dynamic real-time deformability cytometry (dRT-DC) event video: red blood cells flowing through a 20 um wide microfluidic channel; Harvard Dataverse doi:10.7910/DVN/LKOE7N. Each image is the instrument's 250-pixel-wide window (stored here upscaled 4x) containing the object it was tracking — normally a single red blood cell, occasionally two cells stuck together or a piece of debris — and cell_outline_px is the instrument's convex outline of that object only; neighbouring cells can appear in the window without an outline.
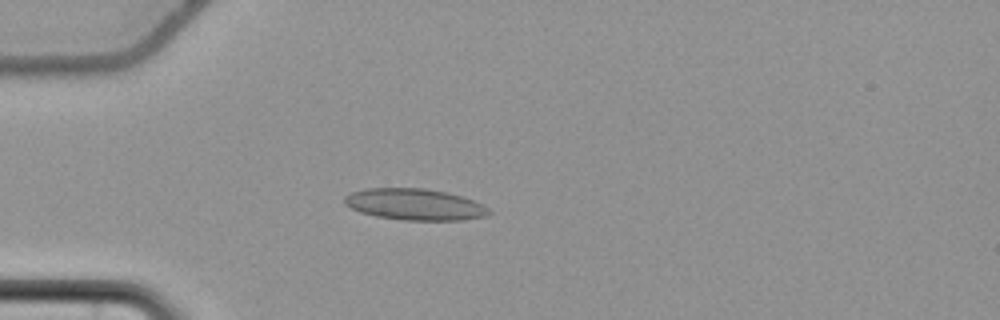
{"species": "common noctule bat (a hibernating species)", "species_latin": "Nyctalus noctula", "temperature_condition": "cold", "stored_images_in_passage": 51, "camera_frame_rate_fps": 3000, "um_per_image_px": 0.085, "animal": {"sex": "female", "body_mass_g": 22.7, "forearm_length_mm": 54.2}, "frame": {"image": 1, "passage_image": 11, "time_ms": 3.333, "image_size_px": [1000, 320], "cell_outline_px": [[492, 212], [484, 216], [464, 220], [404, 220], [376, 216], [360, 212], [344, 204], [344, 196], [352, 192], [368, 188], [424, 188], [444, 192], [460, 196], [484, 204]], "centroid_in_image_um": [35.25, 17.38], "position_along_channel_um": 49.8, "area_um2": 26.3}}
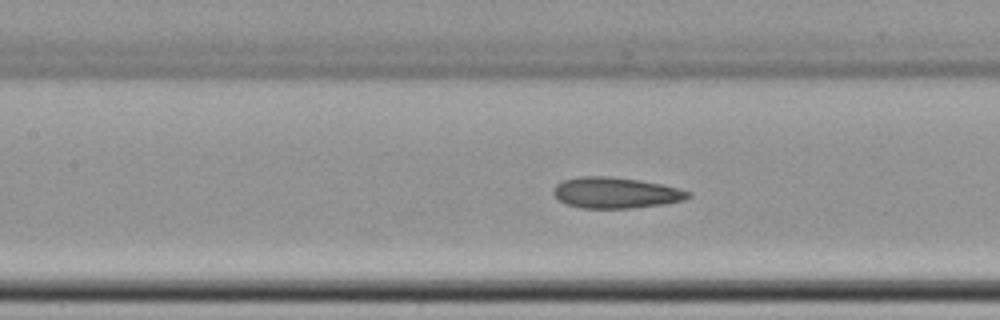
{"frame": {"image": 2, "passage_image": 21, "time_ms": 6.667, "image_size_px": [1000, 320], "cell_outline_px": [[692, 196], [684, 200], [664, 204], [628, 208], [580, 208], [568, 204], [560, 200], [552, 192], [556, 184], [564, 180], [580, 176], [608, 176], [640, 180], [680, 188], [692, 192]], "centroid_in_image_um": [52.36, 16.38], "position_along_channel_um": 155.0, "area_um2": 24.28}}
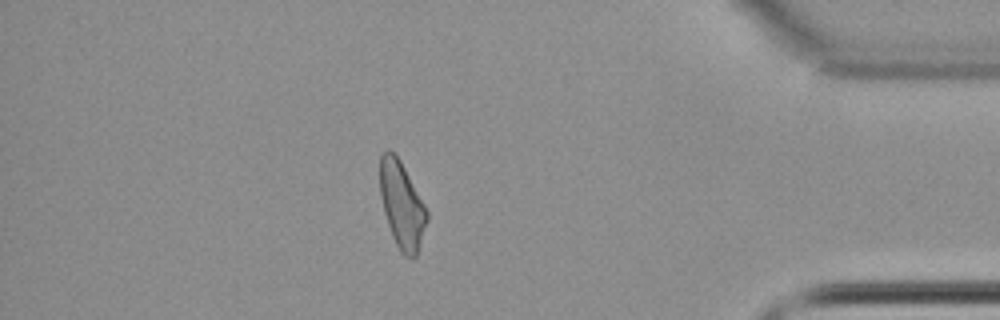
{"frame": {"image": 3, "passage_image": 44, "time_ms": 14.333, "image_size_px": [1000, 320], "cell_outline_px": [[428, 220], [416, 256], [412, 260], [404, 256], [400, 252], [392, 236], [384, 212], [380, 196], [380, 156], [388, 148], [400, 160], [424, 204], [428, 212]], "centroid_in_image_um": [34.15, 17.46], "position_along_channel_um": 401.0, "area_um2": 23.58}, "authors_computed_cell_mechanics": {"area_um2": 24.4494, "velocity_mm_per_s": 3.6952, "shape_relaxation_time_tau1_ms": null, "shape_relaxation_time_tau2_ms": 3.0945, "deformation_change_tau1": null, "deformation_change_tau2": 0.1089}}